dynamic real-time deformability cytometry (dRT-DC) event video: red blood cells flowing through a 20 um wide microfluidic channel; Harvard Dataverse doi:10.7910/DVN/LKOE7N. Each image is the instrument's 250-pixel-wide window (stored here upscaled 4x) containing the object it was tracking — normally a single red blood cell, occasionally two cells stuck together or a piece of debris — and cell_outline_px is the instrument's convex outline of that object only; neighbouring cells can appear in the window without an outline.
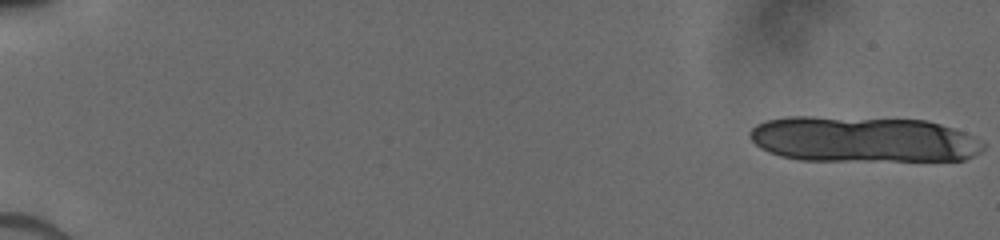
{"species": "human", "species_latin": "Homo sapiens", "temperature_condition": "cold", "stored_images_in_passage": 24, "camera_frame_rate_fps": 3000, "um_per_image_px": 0.085, "donor": {"sex": "male"}, "frame": {"image": 1, "passage_image": 1, "time_ms": 0.0, "image_size_px": [1000, 240], "cell_outline_px": [[984, 148], [980, 152], [964, 160], [800, 160], [780, 156], [768, 152], [760, 148], [748, 136], [748, 132], [756, 124], [764, 120], [788, 116], [812, 116], [924, 120], [940, 124], [964, 132], [972, 136], [984, 144]], "centroid_in_image_um": [73.3, 11.84], "position_along_channel_um": 11.7, "area_um2": 62.42}}